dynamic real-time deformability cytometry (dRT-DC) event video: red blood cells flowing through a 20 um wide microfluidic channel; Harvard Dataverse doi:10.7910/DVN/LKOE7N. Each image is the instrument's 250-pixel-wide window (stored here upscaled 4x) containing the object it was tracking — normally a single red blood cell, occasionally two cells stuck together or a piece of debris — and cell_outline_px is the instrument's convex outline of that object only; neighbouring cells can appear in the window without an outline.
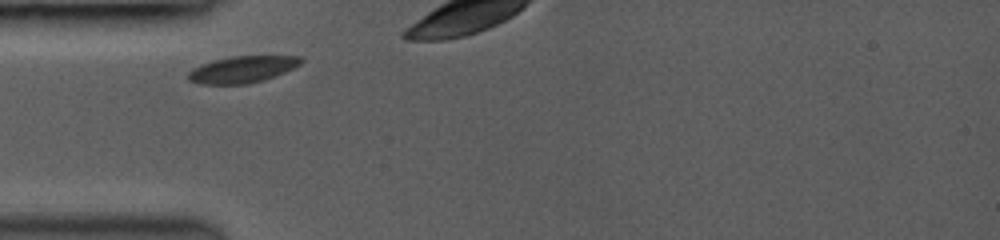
{"species": "common noctule bat (a hibernating species)", "species_latin": "Nyctalus noctula", "temperature_condition": "room temperature", "stored_images_in_passage": 15, "camera_frame_rate_fps": 3000, "um_per_image_px": 0.085, "animal": {"sex": "female", "body_mass_g": 19.0, "forearm_length_mm": 53.3}, "frame": {"image": 1, "passage_image": 1, "time_ms": 0.0, "image_size_px": [1000, 240], "cell_outline_px": [[304, 60], [300, 64], [284, 72], [264, 80], [248, 84], [200, 84], [188, 80], [188, 72], [192, 68], [200, 64], [212, 60], [232, 56], [304, 56]], "centroid_in_image_um": [20.58, 5.89], "position_along_channel_um": 64.4, "area_um2": 17.63}}
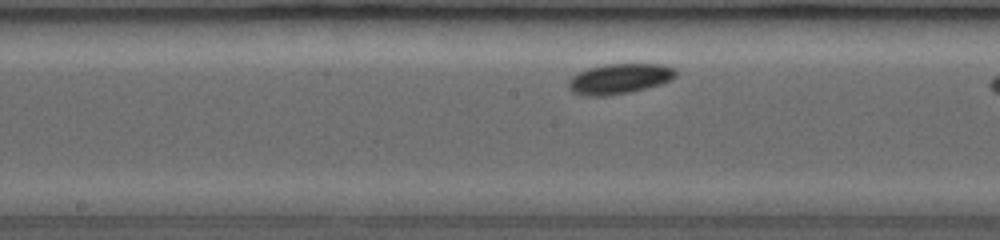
{"frame": {"image": 2, "passage_image": 9, "time_ms": 3.333, "image_size_px": [1000, 240], "cell_outline_px": [[676, 76], [672, 80], [660, 84], [628, 92], [604, 96], [584, 96], [572, 92], [568, 88], [568, 80], [576, 72], [588, 68], [604, 64], [664, 64], [676, 68]], "centroid_in_image_um": [52.63, 6.68], "position_along_channel_um": 195.6, "area_um2": 19.07}}
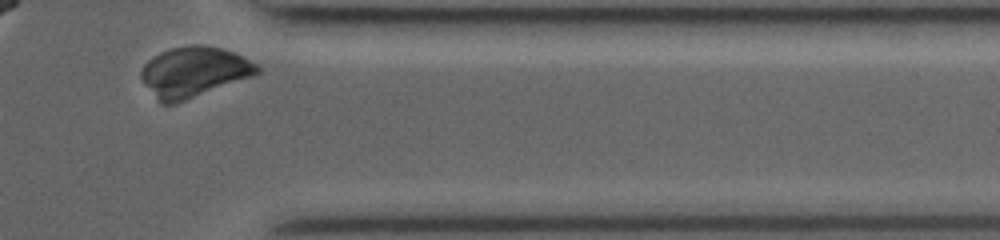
{"frame": {"image": 3, "passage_image": 15, "time_ms": 9.333, "image_size_px": [1000, 240], "cell_outline_px": [[260, 72], [252, 76], [176, 104], [160, 104], [156, 100], [144, 84], [140, 76], [140, 72], [144, 64], [148, 60], [160, 52], [172, 48], [192, 44], [196, 44], [220, 48], [232, 52], [256, 64], [260, 68]], "centroid_in_image_um": [16.42, 6.13], "position_along_channel_um": 395.0, "area_um2": 33.81}, "authors_computed_cell_mechanics": {"area_um2": 18.4382, "velocity_mm_per_s": 3.9535, "shape_relaxation_time_tau1_ms": 0.7945, "shape_relaxation_time_tau2_ms": null, "deformation_change_tau1": 0.0233, "deformation_change_tau2": null}}